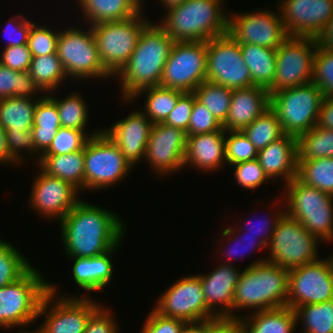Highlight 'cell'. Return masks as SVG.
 <instances>
[{"label": "cell", "mask_w": 333, "mask_h": 333, "mask_svg": "<svg viewBox=\"0 0 333 333\" xmlns=\"http://www.w3.org/2000/svg\"><path fill=\"white\" fill-rule=\"evenodd\" d=\"M68 257L91 258L119 245L125 234L122 220L106 209L81 200L60 221Z\"/></svg>", "instance_id": "obj_1"}, {"label": "cell", "mask_w": 333, "mask_h": 333, "mask_svg": "<svg viewBox=\"0 0 333 333\" xmlns=\"http://www.w3.org/2000/svg\"><path fill=\"white\" fill-rule=\"evenodd\" d=\"M175 41L160 26L150 22L142 31L127 64L117 74L122 84L123 101L140 90L160 86L163 69Z\"/></svg>", "instance_id": "obj_2"}, {"label": "cell", "mask_w": 333, "mask_h": 333, "mask_svg": "<svg viewBox=\"0 0 333 333\" xmlns=\"http://www.w3.org/2000/svg\"><path fill=\"white\" fill-rule=\"evenodd\" d=\"M261 259L247 266L235 287V309L268 310L287 306L289 270Z\"/></svg>", "instance_id": "obj_3"}, {"label": "cell", "mask_w": 333, "mask_h": 333, "mask_svg": "<svg viewBox=\"0 0 333 333\" xmlns=\"http://www.w3.org/2000/svg\"><path fill=\"white\" fill-rule=\"evenodd\" d=\"M223 0H186L171 7L161 27L175 42L209 41L228 33Z\"/></svg>", "instance_id": "obj_4"}, {"label": "cell", "mask_w": 333, "mask_h": 333, "mask_svg": "<svg viewBox=\"0 0 333 333\" xmlns=\"http://www.w3.org/2000/svg\"><path fill=\"white\" fill-rule=\"evenodd\" d=\"M324 95L314 82L270 94V108L286 135L298 137L315 127Z\"/></svg>", "instance_id": "obj_5"}, {"label": "cell", "mask_w": 333, "mask_h": 333, "mask_svg": "<svg viewBox=\"0 0 333 333\" xmlns=\"http://www.w3.org/2000/svg\"><path fill=\"white\" fill-rule=\"evenodd\" d=\"M287 191L285 213L298 220L321 242L333 240V196L305 185L297 178L284 184Z\"/></svg>", "instance_id": "obj_6"}, {"label": "cell", "mask_w": 333, "mask_h": 333, "mask_svg": "<svg viewBox=\"0 0 333 333\" xmlns=\"http://www.w3.org/2000/svg\"><path fill=\"white\" fill-rule=\"evenodd\" d=\"M49 284L33 266L17 281L0 288V326H25L38 319Z\"/></svg>", "instance_id": "obj_7"}, {"label": "cell", "mask_w": 333, "mask_h": 333, "mask_svg": "<svg viewBox=\"0 0 333 333\" xmlns=\"http://www.w3.org/2000/svg\"><path fill=\"white\" fill-rule=\"evenodd\" d=\"M138 15L123 21L91 25L104 69L115 77L127 64L143 29L150 23Z\"/></svg>", "instance_id": "obj_8"}, {"label": "cell", "mask_w": 333, "mask_h": 333, "mask_svg": "<svg viewBox=\"0 0 333 333\" xmlns=\"http://www.w3.org/2000/svg\"><path fill=\"white\" fill-rule=\"evenodd\" d=\"M318 237L308 232L286 213L277 222L270 243V258L265 261L288 270L319 260Z\"/></svg>", "instance_id": "obj_9"}, {"label": "cell", "mask_w": 333, "mask_h": 333, "mask_svg": "<svg viewBox=\"0 0 333 333\" xmlns=\"http://www.w3.org/2000/svg\"><path fill=\"white\" fill-rule=\"evenodd\" d=\"M132 166L117 145L101 131L84 147V189H104L121 181Z\"/></svg>", "instance_id": "obj_10"}, {"label": "cell", "mask_w": 333, "mask_h": 333, "mask_svg": "<svg viewBox=\"0 0 333 333\" xmlns=\"http://www.w3.org/2000/svg\"><path fill=\"white\" fill-rule=\"evenodd\" d=\"M89 27V31L73 27L60 31L56 54L67 77L107 79L111 75L103 67L91 25Z\"/></svg>", "instance_id": "obj_11"}, {"label": "cell", "mask_w": 333, "mask_h": 333, "mask_svg": "<svg viewBox=\"0 0 333 333\" xmlns=\"http://www.w3.org/2000/svg\"><path fill=\"white\" fill-rule=\"evenodd\" d=\"M317 47L316 38L288 37L276 49V69L269 93L311 82Z\"/></svg>", "instance_id": "obj_12"}, {"label": "cell", "mask_w": 333, "mask_h": 333, "mask_svg": "<svg viewBox=\"0 0 333 333\" xmlns=\"http://www.w3.org/2000/svg\"><path fill=\"white\" fill-rule=\"evenodd\" d=\"M207 74V41L175 42L163 69L160 86L194 92Z\"/></svg>", "instance_id": "obj_13"}, {"label": "cell", "mask_w": 333, "mask_h": 333, "mask_svg": "<svg viewBox=\"0 0 333 333\" xmlns=\"http://www.w3.org/2000/svg\"><path fill=\"white\" fill-rule=\"evenodd\" d=\"M57 290L54 284H49V291L41 301L38 317L46 315V319L40 328L45 333H84L88 320L100 304L87 295L63 296L54 300Z\"/></svg>", "instance_id": "obj_14"}, {"label": "cell", "mask_w": 333, "mask_h": 333, "mask_svg": "<svg viewBox=\"0 0 333 333\" xmlns=\"http://www.w3.org/2000/svg\"><path fill=\"white\" fill-rule=\"evenodd\" d=\"M206 80L232 90L253 86L240 44L228 33L207 41Z\"/></svg>", "instance_id": "obj_15"}, {"label": "cell", "mask_w": 333, "mask_h": 333, "mask_svg": "<svg viewBox=\"0 0 333 333\" xmlns=\"http://www.w3.org/2000/svg\"><path fill=\"white\" fill-rule=\"evenodd\" d=\"M333 300V259L317 260L289 270L287 306L297 307Z\"/></svg>", "instance_id": "obj_16"}, {"label": "cell", "mask_w": 333, "mask_h": 333, "mask_svg": "<svg viewBox=\"0 0 333 333\" xmlns=\"http://www.w3.org/2000/svg\"><path fill=\"white\" fill-rule=\"evenodd\" d=\"M158 298L154 310L162 316L178 318L187 323L216 318L207 308L199 275L179 279Z\"/></svg>", "instance_id": "obj_17"}, {"label": "cell", "mask_w": 333, "mask_h": 333, "mask_svg": "<svg viewBox=\"0 0 333 333\" xmlns=\"http://www.w3.org/2000/svg\"><path fill=\"white\" fill-rule=\"evenodd\" d=\"M236 14V15H235ZM228 34L239 44L277 49L289 36L281 13L271 10L228 16Z\"/></svg>", "instance_id": "obj_18"}, {"label": "cell", "mask_w": 333, "mask_h": 333, "mask_svg": "<svg viewBox=\"0 0 333 333\" xmlns=\"http://www.w3.org/2000/svg\"><path fill=\"white\" fill-rule=\"evenodd\" d=\"M187 133L163 122L152 125L144 159L156 173L175 172L184 167Z\"/></svg>", "instance_id": "obj_19"}, {"label": "cell", "mask_w": 333, "mask_h": 333, "mask_svg": "<svg viewBox=\"0 0 333 333\" xmlns=\"http://www.w3.org/2000/svg\"><path fill=\"white\" fill-rule=\"evenodd\" d=\"M280 3L277 8L289 37L317 38L333 17V0H283Z\"/></svg>", "instance_id": "obj_20"}, {"label": "cell", "mask_w": 333, "mask_h": 333, "mask_svg": "<svg viewBox=\"0 0 333 333\" xmlns=\"http://www.w3.org/2000/svg\"><path fill=\"white\" fill-rule=\"evenodd\" d=\"M41 171L33 182L30 194L31 208L45 218L65 217L81 200L76 197L79 190L72 184ZM78 191V192H77Z\"/></svg>", "instance_id": "obj_21"}, {"label": "cell", "mask_w": 333, "mask_h": 333, "mask_svg": "<svg viewBox=\"0 0 333 333\" xmlns=\"http://www.w3.org/2000/svg\"><path fill=\"white\" fill-rule=\"evenodd\" d=\"M153 123L143 111H134L102 130L117 145L125 159L133 167L145 157L149 133Z\"/></svg>", "instance_id": "obj_22"}, {"label": "cell", "mask_w": 333, "mask_h": 333, "mask_svg": "<svg viewBox=\"0 0 333 333\" xmlns=\"http://www.w3.org/2000/svg\"><path fill=\"white\" fill-rule=\"evenodd\" d=\"M198 275L207 308L216 317H232L233 297L241 271L239 272L232 264L223 263L207 275ZM217 304L220 308L216 311L214 308Z\"/></svg>", "instance_id": "obj_23"}, {"label": "cell", "mask_w": 333, "mask_h": 333, "mask_svg": "<svg viewBox=\"0 0 333 333\" xmlns=\"http://www.w3.org/2000/svg\"><path fill=\"white\" fill-rule=\"evenodd\" d=\"M269 108L270 93L265 88L233 89L229 113L222 127L225 131H243Z\"/></svg>", "instance_id": "obj_24"}, {"label": "cell", "mask_w": 333, "mask_h": 333, "mask_svg": "<svg viewBox=\"0 0 333 333\" xmlns=\"http://www.w3.org/2000/svg\"><path fill=\"white\" fill-rule=\"evenodd\" d=\"M226 131L187 136L184 167L192 165L205 172L220 168L226 161Z\"/></svg>", "instance_id": "obj_25"}, {"label": "cell", "mask_w": 333, "mask_h": 333, "mask_svg": "<svg viewBox=\"0 0 333 333\" xmlns=\"http://www.w3.org/2000/svg\"><path fill=\"white\" fill-rule=\"evenodd\" d=\"M257 160L270 180L280 176L289 183L297 176V137L285 134L259 150Z\"/></svg>", "instance_id": "obj_26"}, {"label": "cell", "mask_w": 333, "mask_h": 333, "mask_svg": "<svg viewBox=\"0 0 333 333\" xmlns=\"http://www.w3.org/2000/svg\"><path fill=\"white\" fill-rule=\"evenodd\" d=\"M119 245L110 251L91 258L75 257L73 264V279L85 291H99L110 283L113 277L111 255Z\"/></svg>", "instance_id": "obj_27"}, {"label": "cell", "mask_w": 333, "mask_h": 333, "mask_svg": "<svg viewBox=\"0 0 333 333\" xmlns=\"http://www.w3.org/2000/svg\"><path fill=\"white\" fill-rule=\"evenodd\" d=\"M91 25L123 21L142 11V0H77Z\"/></svg>", "instance_id": "obj_28"}, {"label": "cell", "mask_w": 333, "mask_h": 333, "mask_svg": "<svg viewBox=\"0 0 333 333\" xmlns=\"http://www.w3.org/2000/svg\"><path fill=\"white\" fill-rule=\"evenodd\" d=\"M254 312L242 317L244 333H293L298 324L295 310L289 306Z\"/></svg>", "instance_id": "obj_29"}, {"label": "cell", "mask_w": 333, "mask_h": 333, "mask_svg": "<svg viewBox=\"0 0 333 333\" xmlns=\"http://www.w3.org/2000/svg\"><path fill=\"white\" fill-rule=\"evenodd\" d=\"M61 127V121L55 101L49 96L37 100L31 128L35 153L43 154L50 146Z\"/></svg>", "instance_id": "obj_30"}, {"label": "cell", "mask_w": 333, "mask_h": 333, "mask_svg": "<svg viewBox=\"0 0 333 333\" xmlns=\"http://www.w3.org/2000/svg\"><path fill=\"white\" fill-rule=\"evenodd\" d=\"M39 167L48 175L64 180L78 190L84 188V149L61 155H39Z\"/></svg>", "instance_id": "obj_31"}, {"label": "cell", "mask_w": 333, "mask_h": 333, "mask_svg": "<svg viewBox=\"0 0 333 333\" xmlns=\"http://www.w3.org/2000/svg\"><path fill=\"white\" fill-rule=\"evenodd\" d=\"M242 58L249 68L253 86L268 90L276 69V49L255 44H240Z\"/></svg>", "instance_id": "obj_32"}, {"label": "cell", "mask_w": 333, "mask_h": 333, "mask_svg": "<svg viewBox=\"0 0 333 333\" xmlns=\"http://www.w3.org/2000/svg\"><path fill=\"white\" fill-rule=\"evenodd\" d=\"M37 101L21 97L0 99V126L6 132L31 130Z\"/></svg>", "instance_id": "obj_33"}, {"label": "cell", "mask_w": 333, "mask_h": 333, "mask_svg": "<svg viewBox=\"0 0 333 333\" xmlns=\"http://www.w3.org/2000/svg\"><path fill=\"white\" fill-rule=\"evenodd\" d=\"M142 92L148 95L143 113L153 124L163 122L174 109L178 98L184 93L177 89L154 86L138 91L130 100L141 96Z\"/></svg>", "instance_id": "obj_34"}, {"label": "cell", "mask_w": 333, "mask_h": 333, "mask_svg": "<svg viewBox=\"0 0 333 333\" xmlns=\"http://www.w3.org/2000/svg\"><path fill=\"white\" fill-rule=\"evenodd\" d=\"M333 157V130L316 125L297 137V161Z\"/></svg>", "instance_id": "obj_35"}, {"label": "cell", "mask_w": 333, "mask_h": 333, "mask_svg": "<svg viewBox=\"0 0 333 333\" xmlns=\"http://www.w3.org/2000/svg\"><path fill=\"white\" fill-rule=\"evenodd\" d=\"M29 74L42 92L46 93H53L67 77L57 54L32 57Z\"/></svg>", "instance_id": "obj_36"}, {"label": "cell", "mask_w": 333, "mask_h": 333, "mask_svg": "<svg viewBox=\"0 0 333 333\" xmlns=\"http://www.w3.org/2000/svg\"><path fill=\"white\" fill-rule=\"evenodd\" d=\"M296 178L333 196V157L297 161Z\"/></svg>", "instance_id": "obj_37"}, {"label": "cell", "mask_w": 333, "mask_h": 333, "mask_svg": "<svg viewBox=\"0 0 333 333\" xmlns=\"http://www.w3.org/2000/svg\"><path fill=\"white\" fill-rule=\"evenodd\" d=\"M232 92V89L206 80L193 93L196 99L205 105L217 121L223 125L229 113Z\"/></svg>", "instance_id": "obj_38"}, {"label": "cell", "mask_w": 333, "mask_h": 333, "mask_svg": "<svg viewBox=\"0 0 333 333\" xmlns=\"http://www.w3.org/2000/svg\"><path fill=\"white\" fill-rule=\"evenodd\" d=\"M255 146L257 151L279 140L285 134L276 113L267 109L242 131Z\"/></svg>", "instance_id": "obj_39"}, {"label": "cell", "mask_w": 333, "mask_h": 333, "mask_svg": "<svg viewBox=\"0 0 333 333\" xmlns=\"http://www.w3.org/2000/svg\"><path fill=\"white\" fill-rule=\"evenodd\" d=\"M295 313L303 333H333V300L297 307Z\"/></svg>", "instance_id": "obj_40"}, {"label": "cell", "mask_w": 333, "mask_h": 333, "mask_svg": "<svg viewBox=\"0 0 333 333\" xmlns=\"http://www.w3.org/2000/svg\"><path fill=\"white\" fill-rule=\"evenodd\" d=\"M42 91L32 80L29 71H15L0 64V99L21 97L33 99V94Z\"/></svg>", "instance_id": "obj_41"}, {"label": "cell", "mask_w": 333, "mask_h": 333, "mask_svg": "<svg viewBox=\"0 0 333 333\" xmlns=\"http://www.w3.org/2000/svg\"><path fill=\"white\" fill-rule=\"evenodd\" d=\"M11 243L0 240V288L17 281L32 265Z\"/></svg>", "instance_id": "obj_42"}, {"label": "cell", "mask_w": 333, "mask_h": 333, "mask_svg": "<svg viewBox=\"0 0 333 333\" xmlns=\"http://www.w3.org/2000/svg\"><path fill=\"white\" fill-rule=\"evenodd\" d=\"M54 93L49 96L55 101L61 126L72 129H81L85 132L88 121V110L85 101L79 94L71 93L66 98L59 100Z\"/></svg>", "instance_id": "obj_43"}, {"label": "cell", "mask_w": 333, "mask_h": 333, "mask_svg": "<svg viewBox=\"0 0 333 333\" xmlns=\"http://www.w3.org/2000/svg\"><path fill=\"white\" fill-rule=\"evenodd\" d=\"M98 130L93 134L87 135L86 132L81 129L61 126L49 148L42 155H61L83 150L90 137L102 131L100 129Z\"/></svg>", "instance_id": "obj_44"}, {"label": "cell", "mask_w": 333, "mask_h": 333, "mask_svg": "<svg viewBox=\"0 0 333 333\" xmlns=\"http://www.w3.org/2000/svg\"><path fill=\"white\" fill-rule=\"evenodd\" d=\"M312 82L320 88L324 97H333V51L320 45L314 58Z\"/></svg>", "instance_id": "obj_45"}, {"label": "cell", "mask_w": 333, "mask_h": 333, "mask_svg": "<svg viewBox=\"0 0 333 333\" xmlns=\"http://www.w3.org/2000/svg\"><path fill=\"white\" fill-rule=\"evenodd\" d=\"M226 161L228 165L257 159L258 151L242 131H226Z\"/></svg>", "instance_id": "obj_46"}, {"label": "cell", "mask_w": 333, "mask_h": 333, "mask_svg": "<svg viewBox=\"0 0 333 333\" xmlns=\"http://www.w3.org/2000/svg\"><path fill=\"white\" fill-rule=\"evenodd\" d=\"M60 31L54 32L47 27L31 26L28 36V47L32 57L56 54L57 41Z\"/></svg>", "instance_id": "obj_47"}, {"label": "cell", "mask_w": 333, "mask_h": 333, "mask_svg": "<svg viewBox=\"0 0 333 333\" xmlns=\"http://www.w3.org/2000/svg\"><path fill=\"white\" fill-rule=\"evenodd\" d=\"M214 131H225L222 124L217 121L214 115L201 104L197 99L194 100V105L189 120L187 136L196 134L211 133Z\"/></svg>", "instance_id": "obj_48"}, {"label": "cell", "mask_w": 333, "mask_h": 333, "mask_svg": "<svg viewBox=\"0 0 333 333\" xmlns=\"http://www.w3.org/2000/svg\"><path fill=\"white\" fill-rule=\"evenodd\" d=\"M233 166H235V180L245 189H255L270 180L257 159L234 164Z\"/></svg>", "instance_id": "obj_49"}, {"label": "cell", "mask_w": 333, "mask_h": 333, "mask_svg": "<svg viewBox=\"0 0 333 333\" xmlns=\"http://www.w3.org/2000/svg\"><path fill=\"white\" fill-rule=\"evenodd\" d=\"M195 99L196 96L193 92H184L163 123L187 132Z\"/></svg>", "instance_id": "obj_50"}, {"label": "cell", "mask_w": 333, "mask_h": 333, "mask_svg": "<svg viewBox=\"0 0 333 333\" xmlns=\"http://www.w3.org/2000/svg\"><path fill=\"white\" fill-rule=\"evenodd\" d=\"M186 324L184 320L162 316L153 309L141 333H182Z\"/></svg>", "instance_id": "obj_51"}, {"label": "cell", "mask_w": 333, "mask_h": 333, "mask_svg": "<svg viewBox=\"0 0 333 333\" xmlns=\"http://www.w3.org/2000/svg\"><path fill=\"white\" fill-rule=\"evenodd\" d=\"M32 54L28 44L5 47L0 64L15 71H29Z\"/></svg>", "instance_id": "obj_52"}, {"label": "cell", "mask_w": 333, "mask_h": 333, "mask_svg": "<svg viewBox=\"0 0 333 333\" xmlns=\"http://www.w3.org/2000/svg\"><path fill=\"white\" fill-rule=\"evenodd\" d=\"M7 145L11 158L18 164H21L22 156L19 153L24 149L28 153H35V145L31 130H19L13 132H6Z\"/></svg>", "instance_id": "obj_53"}, {"label": "cell", "mask_w": 333, "mask_h": 333, "mask_svg": "<svg viewBox=\"0 0 333 333\" xmlns=\"http://www.w3.org/2000/svg\"><path fill=\"white\" fill-rule=\"evenodd\" d=\"M110 312L100 306L88 320L84 333H117L119 327Z\"/></svg>", "instance_id": "obj_54"}, {"label": "cell", "mask_w": 333, "mask_h": 333, "mask_svg": "<svg viewBox=\"0 0 333 333\" xmlns=\"http://www.w3.org/2000/svg\"><path fill=\"white\" fill-rule=\"evenodd\" d=\"M20 21H16L17 19ZM34 24V22H31L30 20L28 21L25 19V17L22 15L21 16H15L13 18L9 19V24L6 25L5 31L7 34H9V43L7 44L6 47L9 46H20V45H25L28 44V36L29 32L31 29V26ZM17 35V36H16Z\"/></svg>", "instance_id": "obj_55"}, {"label": "cell", "mask_w": 333, "mask_h": 333, "mask_svg": "<svg viewBox=\"0 0 333 333\" xmlns=\"http://www.w3.org/2000/svg\"><path fill=\"white\" fill-rule=\"evenodd\" d=\"M206 333H244L242 318L216 317L207 320Z\"/></svg>", "instance_id": "obj_56"}, {"label": "cell", "mask_w": 333, "mask_h": 333, "mask_svg": "<svg viewBox=\"0 0 333 333\" xmlns=\"http://www.w3.org/2000/svg\"><path fill=\"white\" fill-rule=\"evenodd\" d=\"M234 229H235V228L232 229V227H226V228L224 229V231L222 232V235H221L222 238L224 237V238L226 239V237H228V238L233 239L232 241H234V239L236 238V240H235V242H236V241L238 240V235H240V233H239V234L237 233V235L235 236V234H233V233H235L237 230L234 231ZM244 236H246V235H244ZM248 237H249V235H247V236L244 238V240L242 239V240H243L242 242H245V241H246L245 244L247 243V241H249V242L247 243V245H246L247 249H248V246H249V248H250V247H255V246H256V248L258 247L259 250H260V249H262V250H263V249H266L267 246H266L264 243H262L261 241H259V239L256 240V239H255L256 237H251L252 239L249 237L250 240H247V239H249ZM239 238L241 239V237H239ZM253 239H255V240L257 241V242H256L257 245L255 244L254 246H252L253 243H254V240H253ZM235 242H234V243H235ZM238 242H240V241H238ZM239 244H240V243H239ZM241 244H242V243H241ZM234 246H235V245H234ZM234 246H233V247H234ZM240 246H241V245H238V243H237V244H236V247H234L233 249H232V248H229V250L226 251V252H228V254H227V255H228V258L231 259V256H235V255L237 256L238 251L241 252V251L243 250V249H242V250L240 249L241 251L238 250V248H240ZM242 248H245V247H242ZM247 249H246V250H247ZM241 253H242V252H241ZM229 256H230V257H229ZM234 258H235V257H234Z\"/></svg>", "instance_id": "obj_57"}, {"label": "cell", "mask_w": 333, "mask_h": 333, "mask_svg": "<svg viewBox=\"0 0 333 333\" xmlns=\"http://www.w3.org/2000/svg\"><path fill=\"white\" fill-rule=\"evenodd\" d=\"M277 214L276 215H274V217H272V219L271 220H265L263 223H262V225H261V227L260 226H258L259 228L257 229L256 227H253V228H251V229H254L255 231L253 232V233H256V234H253L251 237H255V235H256V237H257V234H258V236H261V237H259V241H261L262 243H264L266 246H268V244L270 243V241H271V238H272V235H273V232H274V230H275V228H276V225H277V222L280 220V218L283 216V214L285 213L284 212V210L283 211H279V212H276ZM272 221V222H271ZM272 224H271V223ZM270 223V224H269ZM266 225H267V228H266ZM270 227H271V230H270ZM263 230H264V232H263ZM262 231V232H261ZM261 233H263L262 235H261ZM248 233H246L245 235H247ZM249 236H250V234H248Z\"/></svg>", "instance_id": "obj_58"}, {"label": "cell", "mask_w": 333, "mask_h": 333, "mask_svg": "<svg viewBox=\"0 0 333 333\" xmlns=\"http://www.w3.org/2000/svg\"><path fill=\"white\" fill-rule=\"evenodd\" d=\"M317 125L324 129L333 130V97H324Z\"/></svg>", "instance_id": "obj_59"}, {"label": "cell", "mask_w": 333, "mask_h": 333, "mask_svg": "<svg viewBox=\"0 0 333 333\" xmlns=\"http://www.w3.org/2000/svg\"><path fill=\"white\" fill-rule=\"evenodd\" d=\"M316 39L318 45L322 48L333 51V17L327 22L324 30Z\"/></svg>", "instance_id": "obj_60"}, {"label": "cell", "mask_w": 333, "mask_h": 333, "mask_svg": "<svg viewBox=\"0 0 333 333\" xmlns=\"http://www.w3.org/2000/svg\"><path fill=\"white\" fill-rule=\"evenodd\" d=\"M16 162L11 158L6 139V131L0 126V164Z\"/></svg>", "instance_id": "obj_61"}, {"label": "cell", "mask_w": 333, "mask_h": 333, "mask_svg": "<svg viewBox=\"0 0 333 333\" xmlns=\"http://www.w3.org/2000/svg\"><path fill=\"white\" fill-rule=\"evenodd\" d=\"M182 333H206V321L187 323Z\"/></svg>", "instance_id": "obj_62"}, {"label": "cell", "mask_w": 333, "mask_h": 333, "mask_svg": "<svg viewBox=\"0 0 333 333\" xmlns=\"http://www.w3.org/2000/svg\"><path fill=\"white\" fill-rule=\"evenodd\" d=\"M164 7H166L167 9L180 5L182 3H184L186 0H159Z\"/></svg>", "instance_id": "obj_63"}, {"label": "cell", "mask_w": 333, "mask_h": 333, "mask_svg": "<svg viewBox=\"0 0 333 333\" xmlns=\"http://www.w3.org/2000/svg\"><path fill=\"white\" fill-rule=\"evenodd\" d=\"M19 333H45L41 328H38L37 330H35V331H32V332H28L27 330L25 331V330H21Z\"/></svg>", "instance_id": "obj_64"}]
</instances>
